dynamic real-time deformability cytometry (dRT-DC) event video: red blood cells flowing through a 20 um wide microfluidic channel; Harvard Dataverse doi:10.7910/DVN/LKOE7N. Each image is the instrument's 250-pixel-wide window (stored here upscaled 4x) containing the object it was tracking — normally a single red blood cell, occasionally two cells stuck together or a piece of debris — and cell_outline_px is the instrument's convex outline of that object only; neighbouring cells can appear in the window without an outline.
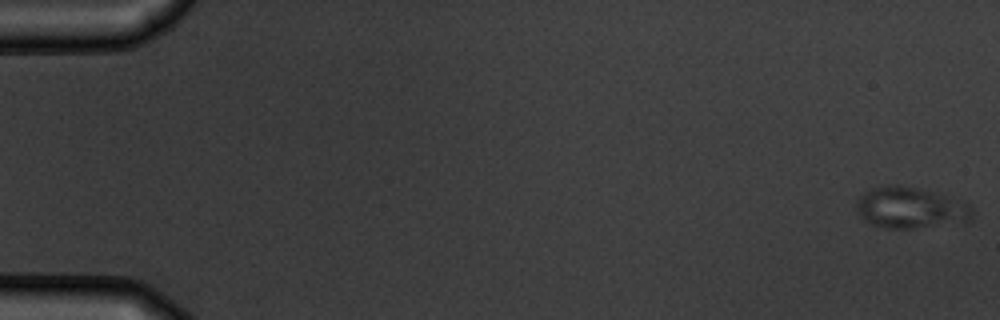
{"species": "common noctule bat (a hibernating species)", "species_latin": "Nyctalus noctula", "temperature_condition": "warm", "stored_images_in_passage": 10, "camera_frame_rate_fps": 3000, "um_per_image_px": 0.085, "animal": {"sex": "male", "body_mass_g": 19.5, "forearm_length_mm": 54.6}, "frame": {"image": 1, "passage_image": 1, "time_ms": 0.0, "image_size_px": [1000, 320], "cell_outline_px": [[972, 220], [968, 224], [912, 228], [884, 228], [872, 224], [864, 220], [860, 216], [856, 208], [856, 200], [864, 192], [872, 188], [888, 184], [896, 184], [920, 188], [964, 200], [972, 208]], "centroid_in_image_um": [77.46, 17.67], "position_along_channel_um": 7.5, "area_um2": 28.67}}
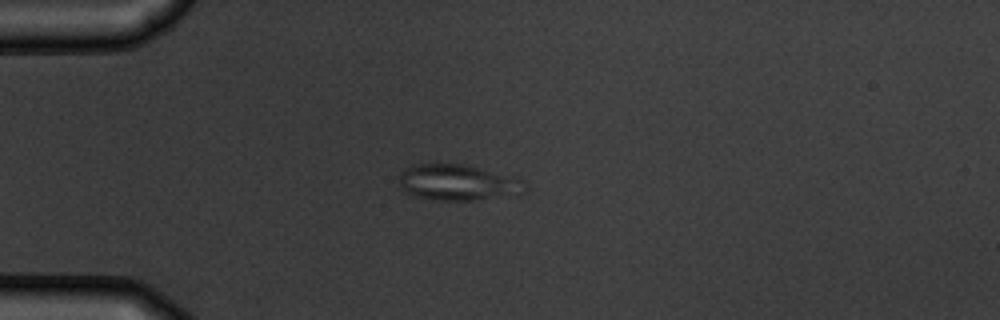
{"frame": {"image": 2, "passage_image": 5, "time_ms": 4.667, "image_size_px": [1000, 320], "cell_outline_px": [[520, 180], [500, 192], [488, 196], [472, 200], [432, 200], [416, 196], [404, 192], [400, 184], [400, 172], [404, 168], [412, 164], [464, 164]], "centroid_in_image_um": [38.42, 15.46], "position_along_channel_um": 46.6, "area_um2": 23.81}}
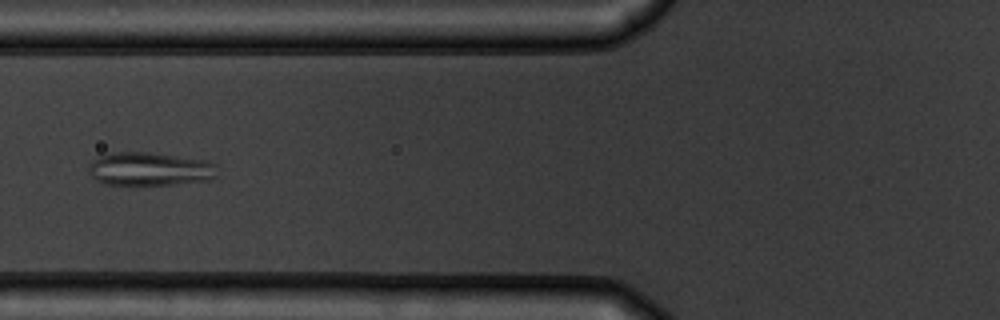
{"frame": {"image": 3, "passage_image": 7, "time_ms": 7.0, "image_size_px": [1000, 320], "cell_outline_px": [[216, 176], [212, 180], [172, 184], [128, 188], [104, 184], [96, 180], [88, 172], [88, 168], [92, 160], [100, 156], [112, 152], [148, 152], [208, 160], [216, 164]], "centroid_in_image_um": [12.7, 14.41], "position_along_channel_um": 113.1, "area_um2": 26.07}}